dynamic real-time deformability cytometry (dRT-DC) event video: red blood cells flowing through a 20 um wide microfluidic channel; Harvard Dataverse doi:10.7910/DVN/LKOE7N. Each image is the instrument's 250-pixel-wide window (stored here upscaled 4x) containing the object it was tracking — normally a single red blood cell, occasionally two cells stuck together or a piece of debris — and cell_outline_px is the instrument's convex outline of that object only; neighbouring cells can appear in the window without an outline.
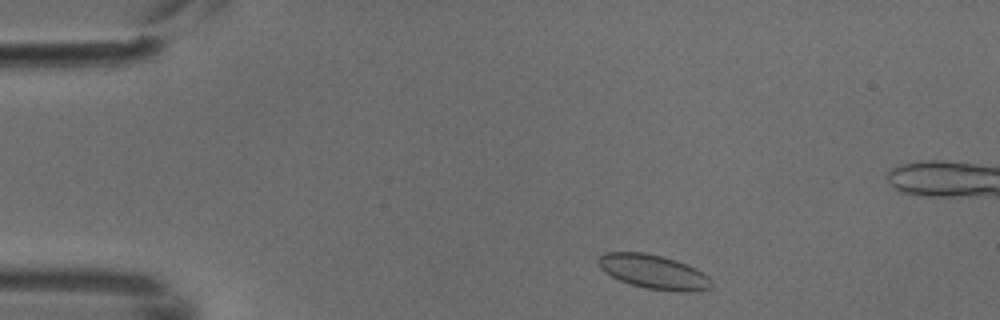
{"species": "common noctule bat (a hibernating species)", "species_latin": "Nyctalus noctula", "temperature_condition": "cold", "stored_images_in_passage": 6, "camera_frame_rate_fps": 3000, "um_per_image_px": 0.085, "animal": {"sex": "male", "body_mass_g": 18.8}, "frame": {"image": 1, "passage_image": 1, "time_ms": 0.0, "image_size_px": [1000, 320], "cell_outline_px": [[712, 288], [696, 292], [676, 292], [644, 288], [628, 284], [604, 272], [600, 268], [596, 260], [604, 252], [644, 252], [676, 260], [708, 276], [712, 280]], "centroid_in_image_um": [55.53, 23.13], "position_along_channel_um": 29.5, "area_um2": 22.66}}
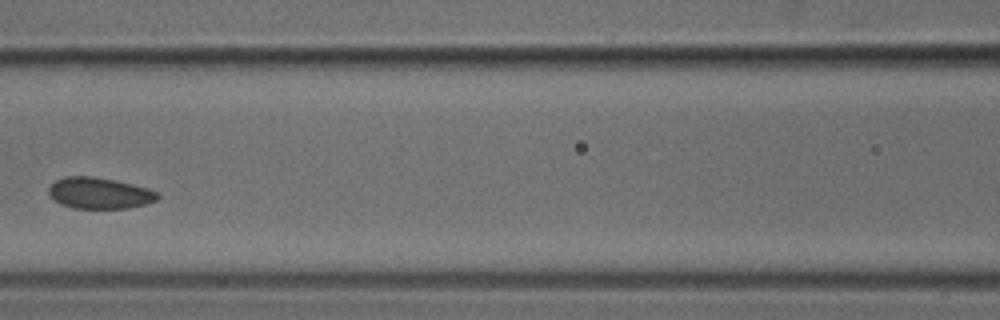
{"frame": {"image": 2, "passage_image": 5, "time_ms": 1.333, "image_size_px": [1000, 320], "cell_outline_px": [[160, 196], [156, 200], [144, 204], [128, 208], [72, 208], [60, 204], [52, 200], [48, 192], [48, 188], [56, 180], [64, 176], [92, 176], [132, 184], [148, 188], [160, 192]], "centroid_in_image_um": [8.43, 16.42], "position_along_channel_um": 158.2, "area_um2": 19.88}}
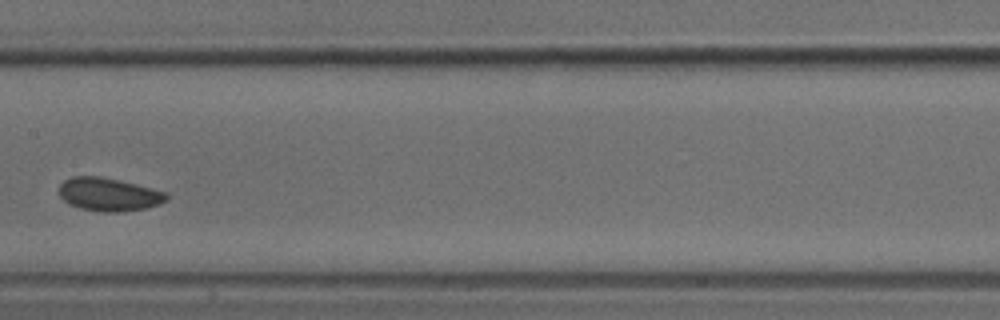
{"frame": {"image": 3, "passage_image": 6, "time_ms": 1.667, "image_size_px": [1000, 320], "cell_outline_px": [[168, 200], [160, 204], [144, 208], [124, 212], [104, 212], [80, 208], [68, 204], [60, 196], [60, 184], [64, 180], [72, 176], [100, 176], [120, 180], [168, 192]], "centroid_in_image_um": [9.27, 16.52], "position_along_channel_um": 198.1, "area_um2": 20.92}}